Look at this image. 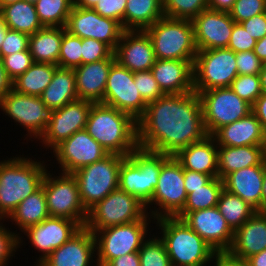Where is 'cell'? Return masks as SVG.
I'll return each mask as SVG.
<instances>
[{"label": "cell", "instance_id": "obj_1", "mask_svg": "<svg viewBox=\"0 0 266 266\" xmlns=\"http://www.w3.org/2000/svg\"><path fill=\"white\" fill-rule=\"evenodd\" d=\"M208 135L198 93L164 94L137 120L138 147L174 156Z\"/></svg>", "mask_w": 266, "mask_h": 266}, {"label": "cell", "instance_id": "obj_7", "mask_svg": "<svg viewBox=\"0 0 266 266\" xmlns=\"http://www.w3.org/2000/svg\"><path fill=\"white\" fill-rule=\"evenodd\" d=\"M187 193L184 187V169L174 156L161 153V170L158 184L150 202L145 206L146 211L153 220L162 217H176L184 208ZM155 210L147 209L150 205ZM158 209V210H157Z\"/></svg>", "mask_w": 266, "mask_h": 266}, {"label": "cell", "instance_id": "obj_35", "mask_svg": "<svg viewBox=\"0 0 266 266\" xmlns=\"http://www.w3.org/2000/svg\"><path fill=\"white\" fill-rule=\"evenodd\" d=\"M0 11L8 29L19 31L30 36L43 28L38 19L35 5L25 0L6 5Z\"/></svg>", "mask_w": 266, "mask_h": 266}, {"label": "cell", "instance_id": "obj_9", "mask_svg": "<svg viewBox=\"0 0 266 266\" xmlns=\"http://www.w3.org/2000/svg\"><path fill=\"white\" fill-rule=\"evenodd\" d=\"M150 218L153 219L147 214L142 220L110 226L96 231L94 233L96 240V265L105 266L114 258L130 253H138L146 240V235H148L149 223H151Z\"/></svg>", "mask_w": 266, "mask_h": 266}, {"label": "cell", "instance_id": "obj_49", "mask_svg": "<svg viewBox=\"0 0 266 266\" xmlns=\"http://www.w3.org/2000/svg\"><path fill=\"white\" fill-rule=\"evenodd\" d=\"M29 35L6 29V36L0 48V58L15 52L29 50Z\"/></svg>", "mask_w": 266, "mask_h": 266}, {"label": "cell", "instance_id": "obj_48", "mask_svg": "<svg viewBox=\"0 0 266 266\" xmlns=\"http://www.w3.org/2000/svg\"><path fill=\"white\" fill-rule=\"evenodd\" d=\"M114 51L105 43L92 38L82 39V64L109 58Z\"/></svg>", "mask_w": 266, "mask_h": 266}, {"label": "cell", "instance_id": "obj_43", "mask_svg": "<svg viewBox=\"0 0 266 266\" xmlns=\"http://www.w3.org/2000/svg\"><path fill=\"white\" fill-rule=\"evenodd\" d=\"M230 88L243 100L253 105L263 93L260 76L239 75L232 81Z\"/></svg>", "mask_w": 266, "mask_h": 266}, {"label": "cell", "instance_id": "obj_29", "mask_svg": "<svg viewBox=\"0 0 266 266\" xmlns=\"http://www.w3.org/2000/svg\"><path fill=\"white\" fill-rule=\"evenodd\" d=\"M174 157L183 169L218 177V145L212 135L179 150Z\"/></svg>", "mask_w": 266, "mask_h": 266}, {"label": "cell", "instance_id": "obj_68", "mask_svg": "<svg viewBox=\"0 0 266 266\" xmlns=\"http://www.w3.org/2000/svg\"><path fill=\"white\" fill-rule=\"evenodd\" d=\"M264 155H265V163H266V139H265V145H264Z\"/></svg>", "mask_w": 266, "mask_h": 266}, {"label": "cell", "instance_id": "obj_64", "mask_svg": "<svg viewBox=\"0 0 266 266\" xmlns=\"http://www.w3.org/2000/svg\"><path fill=\"white\" fill-rule=\"evenodd\" d=\"M262 211H266V164H265L264 179L262 184Z\"/></svg>", "mask_w": 266, "mask_h": 266}, {"label": "cell", "instance_id": "obj_11", "mask_svg": "<svg viewBox=\"0 0 266 266\" xmlns=\"http://www.w3.org/2000/svg\"><path fill=\"white\" fill-rule=\"evenodd\" d=\"M194 91L230 87L238 76L236 53L228 48L198 50L194 63Z\"/></svg>", "mask_w": 266, "mask_h": 266}, {"label": "cell", "instance_id": "obj_15", "mask_svg": "<svg viewBox=\"0 0 266 266\" xmlns=\"http://www.w3.org/2000/svg\"><path fill=\"white\" fill-rule=\"evenodd\" d=\"M102 104L126 112L136 121L146 110L147 103L134 82V73L117 61L109 71Z\"/></svg>", "mask_w": 266, "mask_h": 266}, {"label": "cell", "instance_id": "obj_41", "mask_svg": "<svg viewBox=\"0 0 266 266\" xmlns=\"http://www.w3.org/2000/svg\"><path fill=\"white\" fill-rule=\"evenodd\" d=\"M138 254L141 266H170L171 264L163 240L155 235L143 242Z\"/></svg>", "mask_w": 266, "mask_h": 266}, {"label": "cell", "instance_id": "obj_30", "mask_svg": "<svg viewBox=\"0 0 266 266\" xmlns=\"http://www.w3.org/2000/svg\"><path fill=\"white\" fill-rule=\"evenodd\" d=\"M218 177L249 166L265 165L264 145L218 146Z\"/></svg>", "mask_w": 266, "mask_h": 266}, {"label": "cell", "instance_id": "obj_36", "mask_svg": "<svg viewBox=\"0 0 266 266\" xmlns=\"http://www.w3.org/2000/svg\"><path fill=\"white\" fill-rule=\"evenodd\" d=\"M58 67L55 64L34 62L12 81V89L21 94L40 96L50 84Z\"/></svg>", "mask_w": 266, "mask_h": 266}, {"label": "cell", "instance_id": "obj_31", "mask_svg": "<svg viewBox=\"0 0 266 266\" xmlns=\"http://www.w3.org/2000/svg\"><path fill=\"white\" fill-rule=\"evenodd\" d=\"M40 98L50 111L78 100L74 70L58 67L50 84L42 92Z\"/></svg>", "mask_w": 266, "mask_h": 266}, {"label": "cell", "instance_id": "obj_16", "mask_svg": "<svg viewBox=\"0 0 266 266\" xmlns=\"http://www.w3.org/2000/svg\"><path fill=\"white\" fill-rule=\"evenodd\" d=\"M65 28L70 34L81 39L92 38L101 41L113 51L116 50L124 31L116 20L103 17L94 9L76 6H73Z\"/></svg>", "mask_w": 266, "mask_h": 266}, {"label": "cell", "instance_id": "obj_22", "mask_svg": "<svg viewBox=\"0 0 266 266\" xmlns=\"http://www.w3.org/2000/svg\"><path fill=\"white\" fill-rule=\"evenodd\" d=\"M114 54L116 61L133 73L149 71L156 60L151 38L140 30H124Z\"/></svg>", "mask_w": 266, "mask_h": 266}, {"label": "cell", "instance_id": "obj_56", "mask_svg": "<svg viewBox=\"0 0 266 266\" xmlns=\"http://www.w3.org/2000/svg\"><path fill=\"white\" fill-rule=\"evenodd\" d=\"M252 113L260 121L262 129L266 133V93H262L252 105Z\"/></svg>", "mask_w": 266, "mask_h": 266}, {"label": "cell", "instance_id": "obj_57", "mask_svg": "<svg viewBox=\"0 0 266 266\" xmlns=\"http://www.w3.org/2000/svg\"><path fill=\"white\" fill-rule=\"evenodd\" d=\"M105 266H141L138 253H130L110 260Z\"/></svg>", "mask_w": 266, "mask_h": 266}, {"label": "cell", "instance_id": "obj_50", "mask_svg": "<svg viewBox=\"0 0 266 266\" xmlns=\"http://www.w3.org/2000/svg\"><path fill=\"white\" fill-rule=\"evenodd\" d=\"M127 0H101L94 10L101 16L116 20L124 29V13Z\"/></svg>", "mask_w": 266, "mask_h": 266}, {"label": "cell", "instance_id": "obj_18", "mask_svg": "<svg viewBox=\"0 0 266 266\" xmlns=\"http://www.w3.org/2000/svg\"><path fill=\"white\" fill-rule=\"evenodd\" d=\"M54 158L62 173L72 174L82 167L95 163L109 153L85 129L75 132L54 150Z\"/></svg>", "mask_w": 266, "mask_h": 266}, {"label": "cell", "instance_id": "obj_14", "mask_svg": "<svg viewBox=\"0 0 266 266\" xmlns=\"http://www.w3.org/2000/svg\"><path fill=\"white\" fill-rule=\"evenodd\" d=\"M1 111L12 118L16 125L27 130L29 138L39 139L49 122L50 110L40 96L26 95L11 89L0 100Z\"/></svg>", "mask_w": 266, "mask_h": 266}, {"label": "cell", "instance_id": "obj_2", "mask_svg": "<svg viewBox=\"0 0 266 266\" xmlns=\"http://www.w3.org/2000/svg\"><path fill=\"white\" fill-rule=\"evenodd\" d=\"M85 130L109 154L128 157L138 147L137 121L128 113L102 103L92 105Z\"/></svg>", "mask_w": 266, "mask_h": 266}, {"label": "cell", "instance_id": "obj_65", "mask_svg": "<svg viewBox=\"0 0 266 266\" xmlns=\"http://www.w3.org/2000/svg\"><path fill=\"white\" fill-rule=\"evenodd\" d=\"M6 29H7V27L3 21V16H2V13L0 11V48H1V45L4 41V38L6 36Z\"/></svg>", "mask_w": 266, "mask_h": 266}, {"label": "cell", "instance_id": "obj_46", "mask_svg": "<svg viewBox=\"0 0 266 266\" xmlns=\"http://www.w3.org/2000/svg\"><path fill=\"white\" fill-rule=\"evenodd\" d=\"M9 228H5L3 222L0 223V266H7L8 262L17 248L21 247L22 236L14 233ZM22 240V241H21Z\"/></svg>", "mask_w": 266, "mask_h": 266}, {"label": "cell", "instance_id": "obj_3", "mask_svg": "<svg viewBox=\"0 0 266 266\" xmlns=\"http://www.w3.org/2000/svg\"><path fill=\"white\" fill-rule=\"evenodd\" d=\"M43 163L21 156L0 161V218L3 222L24 199L41 187L47 171V165Z\"/></svg>", "mask_w": 266, "mask_h": 266}, {"label": "cell", "instance_id": "obj_60", "mask_svg": "<svg viewBox=\"0 0 266 266\" xmlns=\"http://www.w3.org/2000/svg\"><path fill=\"white\" fill-rule=\"evenodd\" d=\"M253 52L263 63H266V35L256 42Z\"/></svg>", "mask_w": 266, "mask_h": 266}, {"label": "cell", "instance_id": "obj_24", "mask_svg": "<svg viewBox=\"0 0 266 266\" xmlns=\"http://www.w3.org/2000/svg\"><path fill=\"white\" fill-rule=\"evenodd\" d=\"M194 60L156 59L150 69L164 94H183L194 91Z\"/></svg>", "mask_w": 266, "mask_h": 266}, {"label": "cell", "instance_id": "obj_6", "mask_svg": "<svg viewBox=\"0 0 266 266\" xmlns=\"http://www.w3.org/2000/svg\"><path fill=\"white\" fill-rule=\"evenodd\" d=\"M161 170V153L137 147L121 165L118 188L145 206L150 202Z\"/></svg>", "mask_w": 266, "mask_h": 266}, {"label": "cell", "instance_id": "obj_54", "mask_svg": "<svg viewBox=\"0 0 266 266\" xmlns=\"http://www.w3.org/2000/svg\"><path fill=\"white\" fill-rule=\"evenodd\" d=\"M213 177L201 172L184 169L185 189H197L206 185Z\"/></svg>", "mask_w": 266, "mask_h": 266}, {"label": "cell", "instance_id": "obj_38", "mask_svg": "<svg viewBox=\"0 0 266 266\" xmlns=\"http://www.w3.org/2000/svg\"><path fill=\"white\" fill-rule=\"evenodd\" d=\"M223 189L224 183L219 177H213L201 188L185 189L187 200L181 212H193L216 207Z\"/></svg>", "mask_w": 266, "mask_h": 266}, {"label": "cell", "instance_id": "obj_63", "mask_svg": "<svg viewBox=\"0 0 266 266\" xmlns=\"http://www.w3.org/2000/svg\"><path fill=\"white\" fill-rule=\"evenodd\" d=\"M259 76H260L262 91L263 93H266V63L263 64Z\"/></svg>", "mask_w": 266, "mask_h": 266}, {"label": "cell", "instance_id": "obj_25", "mask_svg": "<svg viewBox=\"0 0 266 266\" xmlns=\"http://www.w3.org/2000/svg\"><path fill=\"white\" fill-rule=\"evenodd\" d=\"M116 62L115 54L109 58L81 64L74 68L76 90L80 100L103 103L106 82L111 66Z\"/></svg>", "mask_w": 266, "mask_h": 266}, {"label": "cell", "instance_id": "obj_27", "mask_svg": "<svg viewBox=\"0 0 266 266\" xmlns=\"http://www.w3.org/2000/svg\"><path fill=\"white\" fill-rule=\"evenodd\" d=\"M266 249V211H256L234 232L229 253L240 259L260 253Z\"/></svg>", "mask_w": 266, "mask_h": 266}, {"label": "cell", "instance_id": "obj_52", "mask_svg": "<svg viewBox=\"0 0 266 266\" xmlns=\"http://www.w3.org/2000/svg\"><path fill=\"white\" fill-rule=\"evenodd\" d=\"M263 64L253 50L236 53V66L239 75L259 74Z\"/></svg>", "mask_w": 266, "mask_h": 266}, {"label": "cell", "instance_id": "obj_17", "mask_svg": "<svg viewBox=\"0 0 266 266\" xmlns=\"http://www.w3.org/2000/svg\"><path fill=\"white\" fill-rule=\"evenodd\" d=\"M94 103L75 100L63 107L50 111L49 122L38 140L50 150L67 140L75 132L85 129L90 109Z\"/></svg>", "mask_w": 266, "mask_h": 266}, {"label": "cell", "instance_id": "obj_12", "mask_svg": "<svg viewBox=\"0 0 266 266\" xmlns=\"http://www.w3.org/2000/svg\"><path fill=\"white\" fill-rule=\"evenodd\" d=\"M48 172L47 170L41 186L44 188L50 216L67 218L76 221L81 227L85 226L88 211L80 200L76 178L62 172L55 177Z\"/></svg>", "mask_w": 266, "mask_h": 266}, {"label": "cell", "instance_id": "obj_44", "mask_svg": "<svg viewBox=\"0 0 266 266\" xmlns=\"http://www.w3.org/2000/svg\"><path fill=\"white\" fill-rule=\"evenodd\" d=\"M7 77L13 81L34 63L29 50L19 51L1 58Z\"/></svg>", "mask_w": 266, "mask_h": 266}, {"label": "cell", "instance_id": "obj_10", "mask_svg": "<svg viewBox=\"0 0 266 266\" xmlns=\"http://www.w3.org/2000/svg\"><path fill=\"white\" fill-rule=\"evenodd\" d=\"M147 214L142 202L118 188L88 210L85 227L94 234L110 226L142 220Z\"/></svg>", "mask_w": 266, "mask_h": 266}, {"label": "cell", "instance_id": "obj_20", "mask_svg": "<svg viewBox=\"0 0 266 266\" xmlns=\"http://www.w3.org/2000/svg\"><path fill=\"white\" fill-rule=\"evenodd\" d=\"M81 226L74 220L49 216L41 223L28 227L23 234L30 240L32 247L42 252L36 260L38 266L55 249L67 242Z\"/></svg>", "mask_w": 266, "mask_h": 266}, {"label": "cell", "instance_id": "obj_39", "mask_svg": "<svg viewBox=\"0 0 266 266\" xmlns=\"http://www.w3.org/2000/svg\"><path fill=\"white\" fill-rule=\"evenodd\" d=\"M34 5L43 27H65L74 3L73 0H38Z\"/></svg>", "mask_w": 266, "mask_h": 266}, {"label": "cell", "instance_id": "obj_19", "mask_svg": "<svg viewBox=\"0 0 266 266\" xmlns=\"http://www.w3.org/2000/svg\"><path fill=\"white\" fill-rule=\"evenodd\" d=\"M176 217L183 219L216 253L228 252L231 248L234 231L217 207L180 212Z\"/></svg>", "mask_w": 266, "mask_h": 266}, {"label": "cell", "instance_id": "obj_61", "mask_svg": "<svg viewBox=\"0 0 266 266\" xmlns=\"http://www.w3.org/2000/svg\"><path fill=\"white\" fill-rule=\"evenodd\" d=\"M250 266H266V249L246 259Z\"/></svg>", "mask_w": 266, "mask_h": 266}, {"label": "cell", "instance_id": "obj_67", "mask_svg": "<svg viewBox=\"0 0 266 266\" xmlns=\"http://www.w3.org/2000/svg\"><path fill=\"white\" fill-rule=\"evenodd\" d=\"M26 2H29L31 4H35L38 0H25Z\"/></svg>", "mask_w": 266, "mask_h": 266}, {"label": "cell", "instance_id": "obj_59", "mask_svg": "<svg viewBox=\"0 0 266 266\" xmlns=\"http://www.w3.org/2000/svg\"><path fill=\"white\" fill-rule=\"evenodd\" d=\"M12 89V81L7 77L5 69L0 58V100Z\"/></svg>", "mask_w": 266, "mask_h": 266}, {"label": "cell", "instance_id": "obj_47", "mask_svg": "<svg viewBox=\"0 0 266 266\" xmlns=\"http://www.w3.org/2000/svg\"><path fill=\"white\" fill-rule=\"evenodd\" d=\"M266 0H236L229 12L235 23H240L251 17L264 13Z\"/></svg>", "mask_w": 266, "mask_h": 266}, {"label": "cell", "instance_id": "obj_26", "mask_svg": "<svg viewBox=\"0 0 266 266\" xmlns=\"http://www.w3.org/2000/svg\"><path fill=\"white\" fill-rule=\"evenodd\" d=\"M265 165L249 166L228 174L224 189L238 195L256 211H262V184Z\"/></svg>", "mask_w": 266, "mask_h": 266}, {"label": "cell", "instance_id": "obj_37", "mask_svg": "<svg viewBox=\"0 0 266 266\" xmlns=\"http://www.w3.org/2000/svg\"><path fill=\"white\" fill-rule=\"evenodd\" d=\"M216 207L234 232L256 213L242 198L225 189L222 190Z\"/></svg>", "mask_w": 266, "mask_h": 266}, {"label": "cell", "instance_id": "obj_21", "mask_svg": "<svg viewBox=\"0 0 266 266\" xmlns=\"http://www.w3.org/2000/svg\"><path fill=\"white\" fill-rule=\"evenodd\" d=\"M197 50L227 48L235 21L230 13L203 10L192 20Z\"/></svg>", "mask_w": 266, "mask_h": 266}, {"label": "cell", "instance_id": "obj_5", "mask_svg": "<svg viewBox=\"0 0 266 266\" xmlns=\"http://www.w3.org/2000/svg\"><path fill=\"white\" fill-rule=\"evenodd\" d=\"M156 59L195 60L198 52L191 20L163 16L145 30Z\"/></svg>", "mask_w": 266, "mask_h": 266}, {"label": "cell", "instance_id": "obj_40", "mask_svg": "<svg viewBox=\"0 0 266 266\" xmlns=\"http://www.w3.org/2000/svg\"><path fill=\"white\" fill-rule=\"evenodd\" d=\"M162 7L166 17L192 21L208 8V0H162Z\"/></svg>", "mask_w": 266, "mask_h": 266}, {"label": "cell", "instance_id": "obj_33", "mask_svg": "<svg viewBox=\"0 0 266 266\" xmlns=\"http://www.w3.org/2000/svg\"><path fill=\"white\" fill-rule=\"evenodd\" d=\"M163 16L162 0H127L124 30L145 31Z\"/></svg>", "mask_w": 266, "mask_h": 266}, {"label": "cell", "instance_id": "obj_42", "mask_svg": "<svg viewBox=\"0 0 266 266\" xmlns=\"http://www.w3.org/2000/svg\"><path fill=\"white\" fill-rule=\"evenodd\" d=\"M82 64V39L70 34L67 30L63 33L61 41L58 66L60 68L74 69Z\"/></svg>", "mask_w": 266, "mask_h": 266}, {"label": "cell", "instance_id": "obj_8", "mask_svg": "<svg viewBox=\"0 0 266 266\" xmlns=\"http://www.w3.org/2000/svg\"><path fill=\"white\" fill-rule=\"evenodd\" d=\"M125 158L108 154L103 159L72 173L78 183L80 200L87 211L118 189L120 165Z\"/></svg>", "mask_w": 266, "mask_h": 266}, {"label": "cell", "instance_id": "obj_69", "mask_svg": "<svg viewBox=\"0 0 266 266\" xmlns=\"http://www.w3.org/2000/svg\"><path fill=\"white\" fill-rule=\"evenodd\" d=\"M170 266H185V265H180V264H170Z\"/></svg>", "mask_w": 266, "mask_h": 266}, {"label": "cell", "instance_id": "obj_58", "mask_svg": "<svg viewBox=\"0 0 266 266\" xmlns=\"http://www.w3.org/2000/svg\"><path fill=\"white\" fill-rule=\"evenodd\" d=\"M236 0H208V8L220 12H230Z\"/></svg>", "mask_w": 266, "mask_h": 266}, {"label": "cell", "instance_id": "obj_53", "mask_svg": "<svg viewBox=\"0 0 266 266\" xmlns=\"http://www.w3.org/2000/svg\"><path fill=\"white\" fill-rule=\"evenodd\" d=\"M245 30L257 41L266 35V15L261 13L240 22Z\"/></svg>", "mask_w": 266, "mask_h": 266}, {"label": "cell", "instance_id": "obj_23", "mask_svg": "<svg viewBox=\"0 0 266 266\" xmlns=\"http://www.w3.org/2000/svg\"><path fill=\"white\" fill-rule=\"evenodd\" d=\"M94 252L96 253L95 236L83 226L38 266H90L93 258H96Z\"/></svg>", "mask_w": 266, "mask_h": 266}, {"label": "cell", "instance_id": "obj_66", "mask_svg": "<svg viewBox=\"0 0 266 266\" xmlns=\"http://www.w3.org/2000/svg\"><path fill=\"white\" fill-rule=\"evenodd\" d=\"M17 1H20V0H0V9L6 5H9V4H12V3H15Z\"/></svg>", "mask_w": 266, "mask_h": 266}, {"label": "cell", "instance_id": "obj_55", "mask_svg": "<svg viewBox=\"0 0 266 266\" xmlns=\"http://www.w3.org/2000/svg\"><path fill=\"white\" fill-rule=\"evenodd\" d=\"M214 259V266H250L246 259L234 257L229 252H218Z\"/></svg>", "mask_w": 266, "mask_h": 266}, {"label": "cell", "instance_id": "obj_32", "mask_svg": "<svg viewBox=\"0 0 266 266\" xmlns=\"http://www.w3.org/2000/svg\"><path fill=\"white\" fill-rule=\"evenodd\" d=\"M65 27H43L29 36L28 49L34 62L58 66Z\"/></svg>", "mask_w": 266, "mask_h": 266}, {"label": "cell", "instance_id": "obj_4", "mask_svg": "<svg viewBox=\"0 0 266 266\" xmlns=\"http://www.w3.org/2000/svg\"><path fill=\"white\" fill-rule=\"evenodd\" d=\"M156 220L172 264L206 266L214 262L216 252L183 219L162 217Z\"/></svg>", "mask_w": 266, "mask_h": 266}, {"label": "cell", "instance_id": "obj_34", "mask_svg": "<svg viewBox=\"0 0 266 266\" xmlns=\"http://www.w3.org/2000/svg\"><path fill=\"white\" fill-rule=\"evenodd\" d=\"M50 216L44 188L41 186L33 194L24 199L11 213L8 219L18 226L21 232L28 227L41 223Z\"/></svg>", "mask_w": 266, "mask_h": 266}, {"label": "cell", "instance_id": "obj_13", "mask_svg": "<svg viewBox=\"0 0 266 266\" xmlns=\"http://www.w3.org/2000/svg\"><path fill=\"white\" fill-rule=\"evenodd\" d=\"M204 126L208 135L252 112V105L241 99L230 87L215 88L199 93Z\"/></svg>", "mask_w": 266, "mask_h": 266}, {"label": "cell", "instance_id": "obj_51", "mask_svg": "<svg viewBox=\"0 0 266 266\" xmlns=\"http://www.w3.org/2000/svg\"><path fill=\"white\" fill-rule=\"evenodd\" d=\"M256 42L257 40L251 37V35L240 23H235L227 48L231 49L235 53L252 51L256 45Z\"/></svg>", "mask_w": 266, "mask_h": 266}, {"label": "cell", "instance_id": "obj_45", "mask_svg": "<svg viewBox=\"0 0 266 266\" xmlns=\"http://www.w3.org/2000/svg\"><path fill=\"white\" fill-rule=\"evenodd\" d=\"M134 82L137 83L138 91L147 104L164 95L150 70L134 72Z\"/></svg>", "mask_w": 266, "mask_h": 266}, {"label": "cell", "instance_id": "obj_62", "mask_svg": "<svg viewBox=\"0 0 266 266\" xmlns=\"http://www.w3.org/2000/svg\"><path fill=\"white\" fill-rule=\"evenodd\" d=\"M101 0H73L74 6L79 8H91L93 9L94 6Z\"/></svg>", "mask_w": 266, "mask_h": 266}, {"label": "cell", "instance_id": "obj_28", "mask_svg": "<svg viewBox=\"0 0 266 266\" xmlns=\"http://www.w3.org/2000/svg\"><path fill=\"white\" fill-rule=\"evenodd\" d=\"M218 146L265 145L266 133L251 112L244 118L219 128L212 135Z\"/></svg>", "mask_w": 266, "mask_h": 266}]
</instances>
